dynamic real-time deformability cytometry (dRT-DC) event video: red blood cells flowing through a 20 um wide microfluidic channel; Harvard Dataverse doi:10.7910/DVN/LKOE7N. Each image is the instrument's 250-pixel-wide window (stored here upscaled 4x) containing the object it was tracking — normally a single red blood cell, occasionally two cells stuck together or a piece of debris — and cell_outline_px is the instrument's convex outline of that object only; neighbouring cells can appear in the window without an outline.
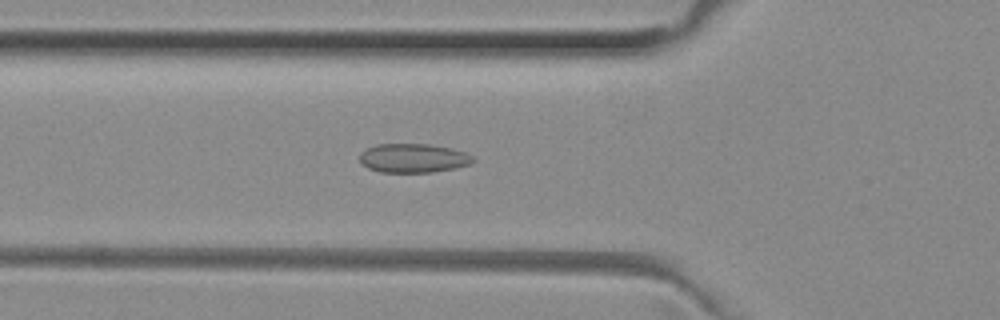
{"species": "common noctule bat (a hibernating species)", "species_latin": "Nyctalus noctula", "temperature_condition": "room temperature", "stored_images_in_passage": 38, "camera_frame_rate_fps": 3000, "um_per_image_px": 0.085, "animal": {"sex": "female", "body_mass_g": 29.2, "forearm_length_mm": 56.3}, "frame": {"image": 1, "passage_image": 10, "time_ms": 3.0, "image_size_px": [1000, 320], "cell_outline_px": [[476, 160], [472, 164], [456, 168], [432, 172], [380, 172], [368, 168], [360, 164], [360, 152], [376, 144], [428, 144], [452, 148], [464, 152], [472, 156]], "centroid_in_image_um": [35.13, 13.44], "position_along_channel_um": 90.7, "area_um2": 19.31}}
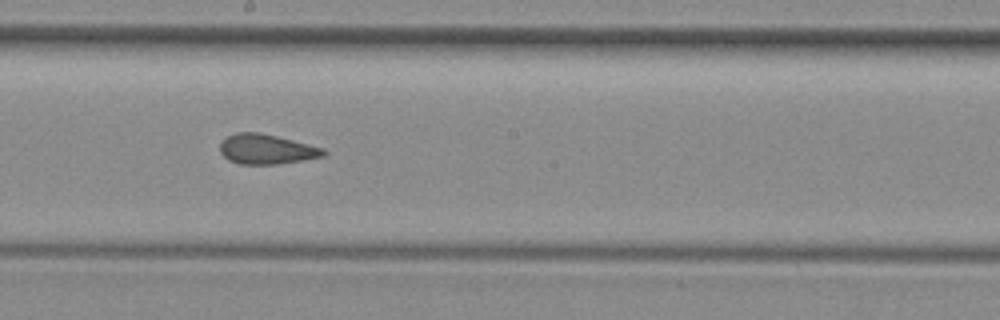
{"frame": {"image": 2, "passage_image": 20, "time_ms": 6.333, "image_size_px": [1000, 320], "cell_outline_px": [[328, 152], [324, 156], [276, 164], [240, 164], [228, 160], [220, 152], [220, 144], [228, 136], [236, 132], [260, 132], [324, 148]], "centroid_in_image_um": [22.64, 12.68], "position_along_channel_um": 225.6, "area_um2": 17.86}}
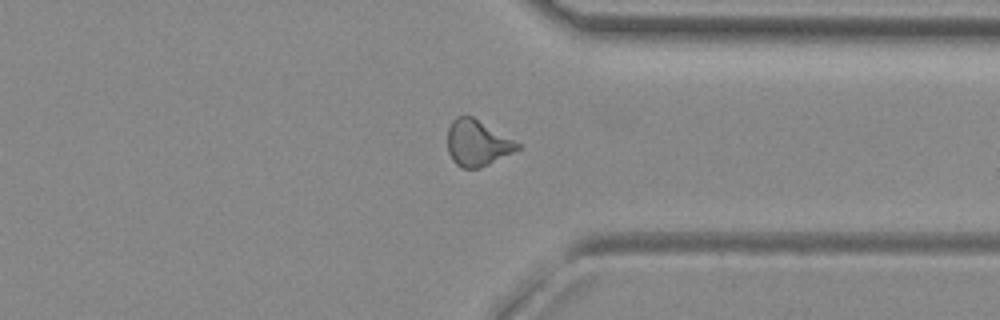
{"frame": {"image": 3, "passage_image": 31, "time_ms": 10.0, "image_size_px": [1000, 320], "cell_outline_px": [[524, 148], [480, 168], [460, 168], [452, 160], [448, 152], [448, 128], [452, 120], [456, 116], [472, 116], [520, 144]], "centroid_in_image_um": [40.57, 12.17], "position_along_channel_um": 370.8, "area_um2": 18.79}, "authors_computed_cell_mechanics": {"area_um2": 18.2937, "velocity_mm_per_s": 4.0391, "shape_relaxation_time_tau1_ms": null, "shape_relaxation_time_tau2_ms": 2.0092, "deformation_change_tau1": null, "deformation_change_tau2": 0.0876}}